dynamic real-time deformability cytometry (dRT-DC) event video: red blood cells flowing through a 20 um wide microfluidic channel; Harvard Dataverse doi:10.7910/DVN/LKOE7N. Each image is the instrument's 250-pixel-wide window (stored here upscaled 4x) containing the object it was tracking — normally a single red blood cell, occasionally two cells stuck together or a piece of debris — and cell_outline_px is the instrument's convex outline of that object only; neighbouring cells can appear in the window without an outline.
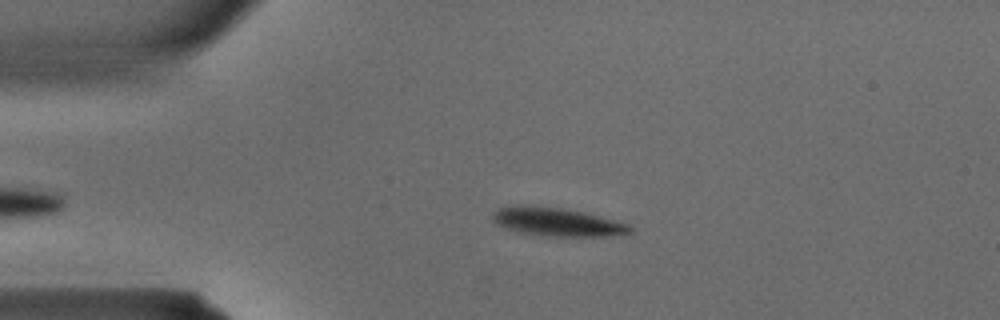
{"species": "common noctule bat (a hibernating species)", "species_latin": "Nyctalus noctula", "temperature_condition": "warm", "stored_images_in_passage": 32, "camera_frame_rate_fps": 3000, "um_per_image_px": 0.085, "animal": {"sex": "male", "body_mass_g": 15.6}, "frame": {"image": 1, "passage_image": 4, "time_ms": 1.0, "image_size_px": [1000, 320], "cell_outline_px": [[636, 228], [632, 232], [604, 236], [552, 236], [516, 232], [504, 228], [496, 224], [492, 220], [492, 212], [496, 208], [516, 204], [528, 204], [560, 208], [584, 212], [600, 216], [628, 224]], "centroid_in_image_um": [47.27, 18.84], "position_along_channel_um": 37.7, "area_um2": 23.06}}
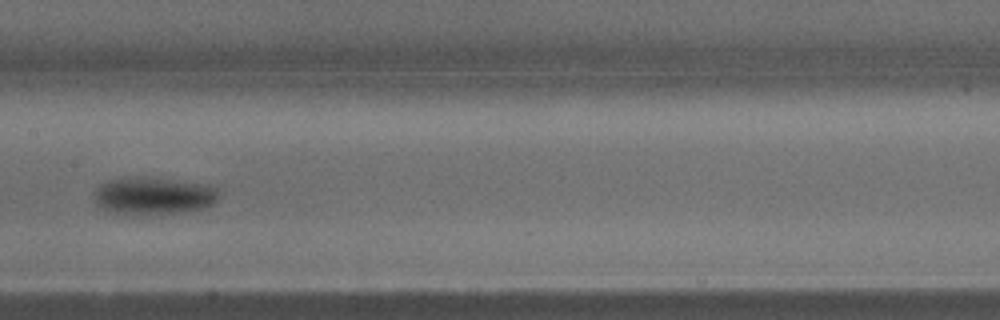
{"frame": {"image": 2, "passage_image": 14, "time_ms": 4.333, "image_size_px": [1000, 320], "cell_outline_px": [[220, 196], [212, 204], [204, 208], [184, 212], [140, 216], [120, 216], [96, 204], [96, 188], [100, 184], [108, 180], [168, 180], [212, 184], [220, 192]], "centroid_in_image_um": [13.11, 16.72], "position_along_channel_um": 194.3, "area_um2": 26.82}}
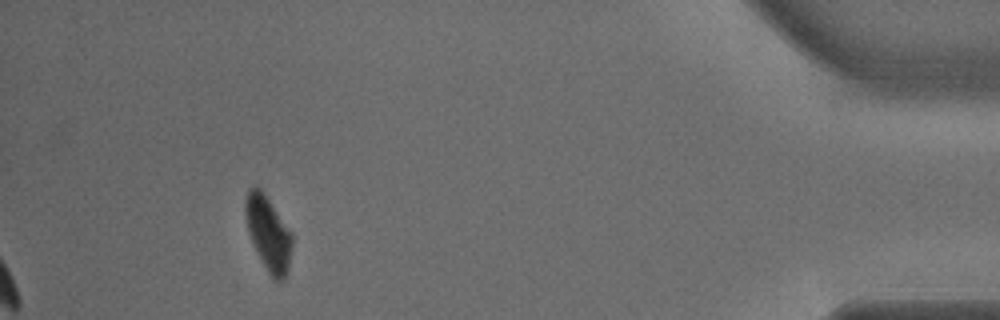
{"frame": {"image": 3, "passage_image": 29, "time_ms": 9.333, "image_size_px": [1000, 320], "cell_outline_px": [[292, 244], [288, 272], [284, 280], [272, 280], [248, 232], [244, 212], [244, 200], [248, 188], [252, 184], [256, 184], [260, 188], [292, 232]], "centroid_in_image_um": [22.79, 19.79], "position_along_channel_um": 412.4, "area_um2": 20.29}}